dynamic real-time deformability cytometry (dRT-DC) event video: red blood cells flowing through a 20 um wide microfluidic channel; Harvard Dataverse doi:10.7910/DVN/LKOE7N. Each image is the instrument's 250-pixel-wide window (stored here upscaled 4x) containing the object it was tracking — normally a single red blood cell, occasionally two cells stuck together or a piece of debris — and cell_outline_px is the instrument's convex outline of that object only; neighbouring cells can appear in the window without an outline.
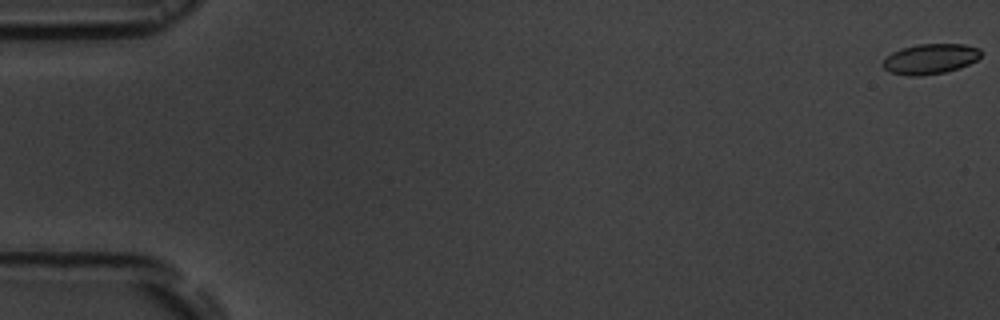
{"species": "common noctule bat (a hibernating species)", "species_latin": "Nyctalus noctula", "temperature_condition": "room temperature", "stored_images_in_passage": 7, "segment_of_instrument_passage": [1, 2], "camera_frame_rate_fps": 3000, "um_per_image_px": 0.085, "animal": {"sex": "male", "body_mass_g": 19.5, "forearm_length_mm": 54.6}, "frame": {"image": 1, "passage_image": 1, "time_ms": 0.0, "image_size_px": [1000, 320], "cell_outline_px": [[980, 56], [976, 60], [960, 68], [944, 72], [920, 76], [908, 76], [888, 72], [880, 64], [884, 56], [892, 52], [916, 44], [964, 44], [980, 48]], "centroid_in_image_um": [79.01, 5.01], "position_along_channel_um": 6.0, "area_um2": 17.46}}
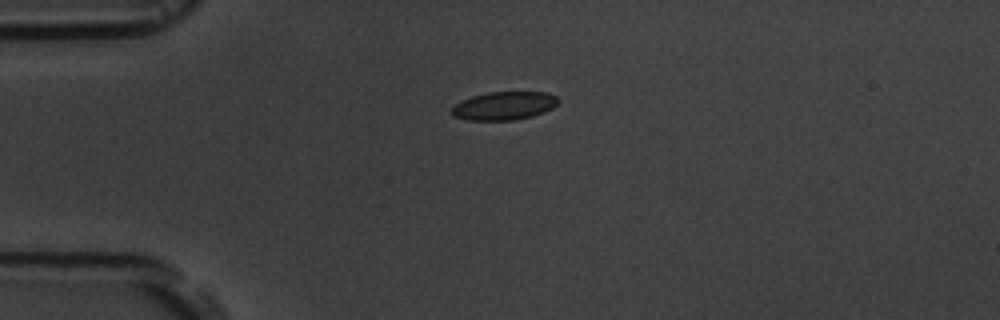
{"frame": {"image": 2, "passage_image": 5, "time_ms": 4.667, "image_size_px": [1000, 320], "cell_outline_px": [[560, 100], [552, 108], [544, 112], [532, 116], [516, 120], [468, 120], [452, 116], [448, 112], [460, 100], [472, 96], [488, 92], [548, 92], [556, 96]], "centroid_in_image_um": [42.82, 8.99], "position_along_channel_um": 42.2, "area_um2": 17.74}}